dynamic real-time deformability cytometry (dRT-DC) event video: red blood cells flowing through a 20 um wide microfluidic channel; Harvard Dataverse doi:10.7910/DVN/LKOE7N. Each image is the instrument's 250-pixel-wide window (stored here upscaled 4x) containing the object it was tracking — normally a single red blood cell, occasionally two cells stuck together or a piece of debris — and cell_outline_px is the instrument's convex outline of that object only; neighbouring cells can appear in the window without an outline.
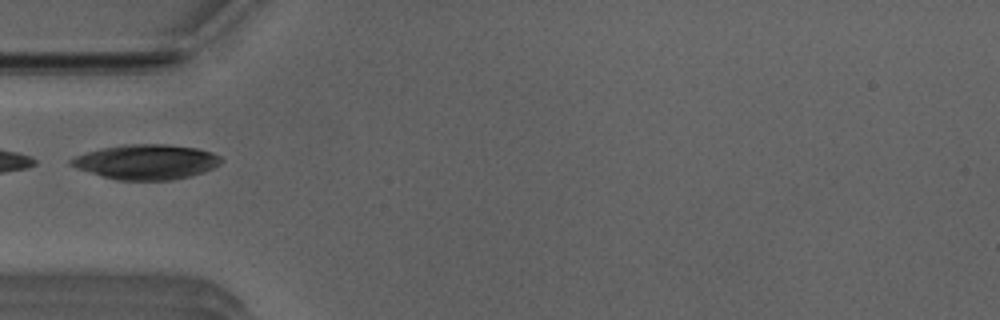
{"species": "Egyptian fruit bat (a non-hibernating species)", "species_latin": "Rousettus aegyptiacus", "temperature_condition": "room temperature", "stored_images_in_passage": 5, "camera_frame_rate_fps": 3000, "um_per_image_px": 0.085, "animal": {"sex": "male"}, "frame": {"image": 1, "passage_image": 1, "time_ms": 0.0, "image_size_px": [1000, 320], "cell_outline_px": [[224, 160], [220, 164], [204, 172], [172, 180], [116, 180], [76, 168], [68, 164], [68, 160], [76, 156], [100, 148], [124, 144], [164, 144], [196, 148], [212, 152], [220, 156]], "centroid_in_image_um": [12.43, 13.76], "position_along_channel_um": 72.6, "area_um2": 30.52}}